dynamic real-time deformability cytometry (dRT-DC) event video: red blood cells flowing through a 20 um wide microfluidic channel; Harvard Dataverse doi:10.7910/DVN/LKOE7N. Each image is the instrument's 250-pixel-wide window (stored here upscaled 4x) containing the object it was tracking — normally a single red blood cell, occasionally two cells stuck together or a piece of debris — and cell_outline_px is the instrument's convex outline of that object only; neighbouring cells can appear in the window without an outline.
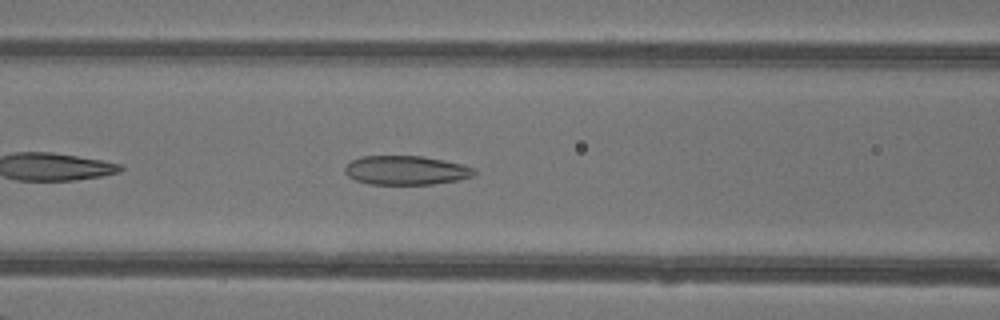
{"species": "common noctule bat (a hibernating species)", "species_latin": "Nyctalus noctula", "temperature_condition": "warm", "stored_images_in_passage": 34, "camera_frame_rate_fps": 3000, "um_per_image_px": 0.085, "animal": {"sex": "female"}, "frame": {"image": 1, "passage_image": 7, "time_ms": 2.0, "image_size_px": [1000, 320], "cell_outline_px": [[476, 172], [472, 176], [456, 180], [432, 184], [368, 184], [356, 180], [348, 176], [344, 172], [344, 168], [352, 160], [360, 156], [424, 156], [444, 160], [476, 168]], "centroid_in_image_um": [34.49, 14.47], "position_along_channel_um": 132.1, "area_um2": 21.85}}
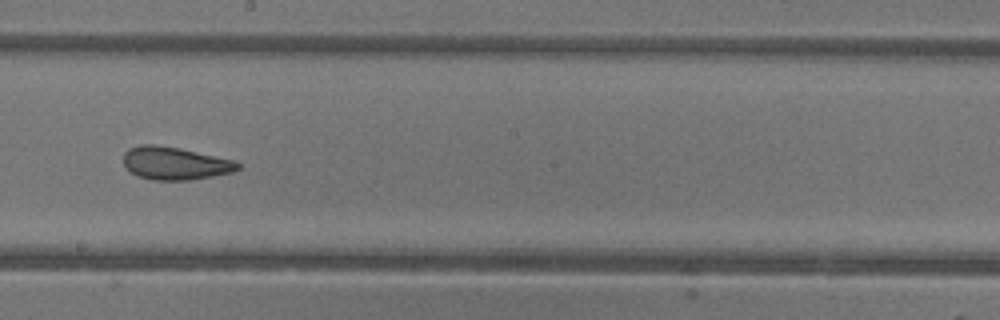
{"frame": {"image": 2, "passage_image": 14, "time_ms": 4.333, "image_size_px": [1000, 320], "cell_outline_px": [[240, 168], [232, 172], [212, 176], [188, 180], [152, 180], [136, 176], [124, 164], [124, 152], [128, 148], [140, 144], [152, 144], [180, 148], [232, 160], [240, 164]], "centroid_in_image_um": [14.84, 13.88], "position_along_channel_um": 233.4, "area_um2": 21.73}}
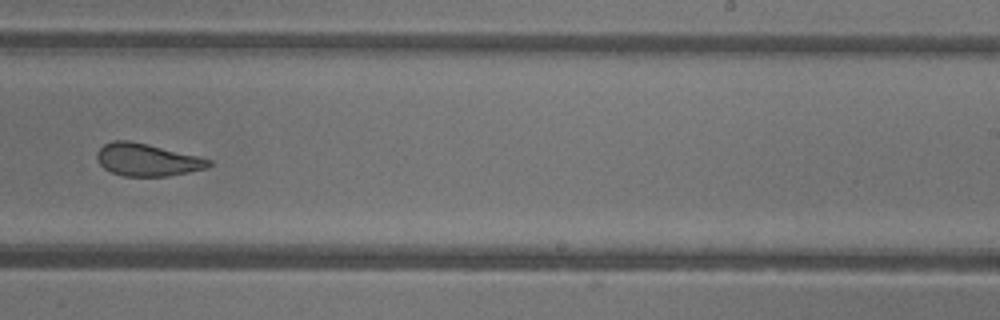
{"frame": {"image": 3, "passage_image": 17, "time_ms": 5.333, "image_size_px": [1000, 320], "cell_outline_px": [[212, 164], [204, 168], [188, 172], [168, 176], [124, 176], [112, 172], [104, 168], [100, 164], [96, 156], [96, 152], [104, 144], [112, 140], [128, 140], [148, 144], [200, 156], [212, 160]], "centroid_in_image_um": [12.5, 13.57], "position_along_channel_um": 276.5, "area_um2": 21.15}, "authors_computed_cell_mechanics": {"area_um2": 23.0622, "velocity_mm_per_s": 4.3416, "shape_relaxation_time_tau1_ms": null, "shape_relaxation_time_tau2_ms": 1.3841, "deformation_change_tau1": null, "deformation_change_tau2": 0.0974}}